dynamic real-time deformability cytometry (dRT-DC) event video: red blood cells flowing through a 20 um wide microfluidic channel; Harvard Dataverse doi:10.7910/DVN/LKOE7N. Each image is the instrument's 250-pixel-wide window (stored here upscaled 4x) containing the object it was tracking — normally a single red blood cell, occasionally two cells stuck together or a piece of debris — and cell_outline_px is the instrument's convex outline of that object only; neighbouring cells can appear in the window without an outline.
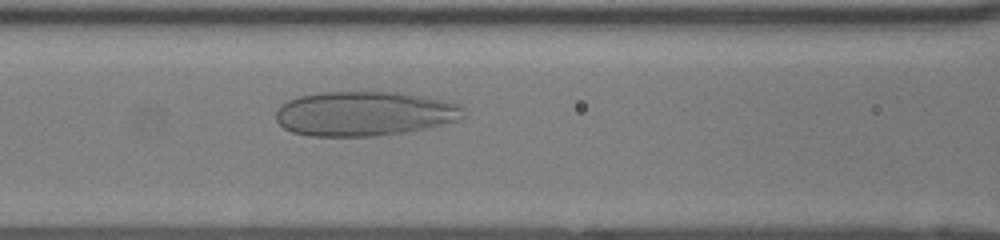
{"species": "human", "species_latin": "Homo sapiens", "temperature_condition": "room temperature", "stored_images_in_passage": 51, "camera_frame_rate_fps": 3000, "um_per_image_px": 0.085, "donor": {"sex": "female"}, "frame": {"image": 1, "passage_image": 24, "time_ms": 7.667, "image_size_px": [1000, 240], "cell_outline_px": [[464, 116], [460, 120], [424, 128], [404, 132], [376, 136], [308, 136], [292, 132], [284, 128], [276, 120], [276, 112], [280, 104], [288, 100], [300, 96], [320, 92], [404, 92], [428, 96], [444, 100], [456, 104], [464, 108]], "centroid_in_image_um": [30.97, 9.65], "position_along_channel_um": 135.6, "area_um2": 49.01}}
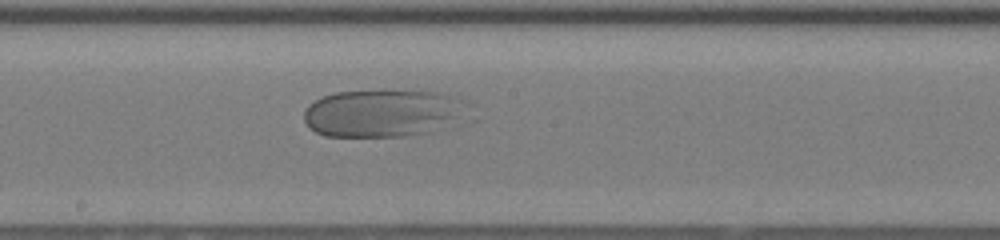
{"frame": {"image": 2, "passage_image": 30, "time_ms": 9.667, "image_size_px": [1000, 240], "cell_outline_px": [[480, 120], [424, 132], [400, 136], [324, 136], [308, 128], [304, 120], [304, 108], [308, 104], [324, 96], [336, 92], [384, 88], [436, 92], [468, 100], [472, 104]], "centroid_in_image_um": [32.83, 9.59], "position_along_channel_um": 215.4, "area_um2": 48.32}}
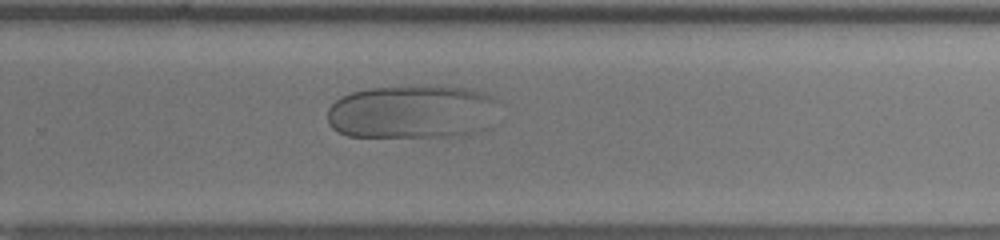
{"frame": {"image": 3, "passage_image": 36, "time_ms": 11.667, "image_size_px": [1000, 240], "cell_outline_px": [[492, 128], [476, 132], [456, 136], [348, 136], [332, 128], [328, 124], [328, 108], [340, 96], [352, 92], [368, 88], [460, 88], [484, 92], [492, 96]], "centroid_in_image_um": [34.97, 9.54], "position_along_channel_um": 294.8, "area_um2": 52.48}}